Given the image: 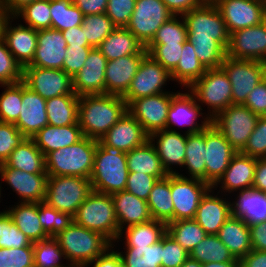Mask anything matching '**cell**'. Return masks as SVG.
<instances>
[{"label": "cell", "instance_id": "obj_1", "mask_svg": "<svg viewBox=\"0 0 266 267\" xmlns=\"http://www.w3.org/2000/svg\"><path fill=\"white\" fill-rule=\"evenodd\" d=\"M188 41L205 69L221 68L229 44L226 24L214 4L203 2L182 15Z\"/></svg>", "mask_w": 266, "mask_h": 267}, {"label": "cell", "instance_id": "obj_2", "mask_svg": "<svg viewBox=\"0 0 266 267\" xmlns=\"http://www.w3.org/2000/svg\"><path fill=\"white\" fill-rule=\"evenodd\" d=\"M128 111L120 96L95 94L79 96L78 124L83 136L99 140Z\"/></svg>", "mask_w": 266, "mask_h": 267}, {"label": "cell", "instance_id": "obj_3", "mask_svg": "<svg viewBox=\"0 0 266 267\" xmlns=\"http://www.w3.org/2000/svg\"><path fill=\"white\" fill-rule=\"evenodd\" d=\"M94 167L90 177L92 189L112 195L124 191L129 175L126 153L97 140Z\"/></svg>", "mask_w": 266, "mask_h": 267}, {"label": "cell", "instance_id": "obj_4", "mask_svg": "<svg viewBox=\"0 0 266 267\" xmlns=\"http://www.w3.org/2000/svg\"><path fill=\"white\" fill-rule=\"evenodd\" d=\"M54 238L64 252L67 263L79 267L88 265L102 255L112 243L101 233L73 223Z\"/></svg>", "mask_w": 266, "mask_h": 267}, {"label": "cell", "instance_id": "obj_5", "mask_svg": "<svg viewBox=\"0 0 266 267\" xmlns=\"http://www.w3.org/2000/svg\"><path fill=\"white\" fill-rule=\"evenodd\" d=\"M97 140L83 137L77 143L45 155L46 173L48 176H80L90 179Z\"/></svg>", "mask_w": 266, "mask_h": 267}, {"label": "cell", "instance_id": "obj_6", "mask_svg": "<svg viewBox=\"0 0 266 267\" xmlns=\"http://www.w3.org/2000/svg\"><path fill=\"white\" fill-rule=\"evenodd\" d=\"M74 222L101 233L111 243L119 237V225L111 195L92 191L73 216Z\"/></svg>", "mask_w": 266, "mask_h": 267}, {"label": "cell", "instance_id": "obj_7", "mask_svg": "<svg viewBox=\"0 0 266 267\" xmlns=\"http://www.w3.org/2000/svg\"><path fill=\"white\" fill-rule=\"evenodd\" d=\"M93 191L90 179L80 176H48L44 202L74 216Z\"/></svg>", "mask_w": 266, "mask_h": 267}, {"label": "cell", "instance_id": "obj_8", "mask_svg": "<svg viewBox=\"0 0 266 267\" xmlns=\"http://www.w3.org/2000/svg\"><path fill=\"white\" fill-rule=\"evenodd\" d=\"M188 90L195 96L199 105L204 103L208 106L210 112L205 116L210 119L232 104V85L222 68L206 69L203 76Z\"/></svg>", "mask_w": 266, "mask_h": 267}, {"label": "cell", "instance_id": "obj_9", "mask_svg": "<svg viewBox=\"0 0 266 267\" xmlns=\"http://www.w3.org/2000/svg\"><path fill=\"white\" fill-rule=\"evenodd\" d=\"M259 117L245 105L231 104L211 119V123L240 152L255 129Z\"/></svg>", "mask_w": 266, "mask_h": 267}, {"label": "cell", "instance_id": "obj_10", "mask_svg": "<svg viewBox=\"0 0 266 267\" xmlns=\"http://www.w3.org/2000/svg\"><path fill=\"white\" fill-rule=\"evenodd\" d=\"M221 68L232 85V104L243 105L248 94L266 78V63L225 57Z\"/></svg>", "mask_w": 266, "mask_h": 267}, {"label": "cell", "instance_id": "obj_11", "mask_svg": "<svg viewBox=\"0 0 266 267\" xmlns=\"http://www.w3.org/2000/svg\"><path fill=\"white\" fill-rule=\"evenodd\" d=\"M172 16L162 0H136L126 28L146 47Z\"/></svg>", "mask_w": 266, "mask_h": 267}, {"label": "cell", "instance_id": "obj_12", "mask_svg": "<svg viewBox=\"0 0 266 267\" xmlns=\"http://www.w3.org/2000/svg\"><path fill=\"white\" fill-rule=\"evenodd\" d=\"M210 188L203 180L188 178L178 172L170 174L174 221L194 219L202 197Z\"/></svg>", "mask_w": 266, "mask_h": 267}, {"label": "cell", "instance_id": "obj_13", "mask_svg": "<svg viewBox=\"0 0 266 267\" xmlns=\"http://www.w3.org/2000/svg\"><path fill=\"white\" fill-rule=\"evenodd\" d=\"M170 80H172L171 73L147 54L122 98L129 105L135 99L169 92L163 88Z\"/></svg>", "mask_w": 266, "mask_h": 267}, {"label": "cell", "instance_id": "obj_14", "mask_svg": "<svg viewBox=\"0 0 266 267\" xmlns=\"http://www.w3.org/2000/svg\"><path fill=\"white\" fill-rule=\"evenodd\" d=\"M22 82L45 100L76 94L73 88V77L60 69L24 67Z\"/></svg>", "mask_w": 266, "mask_h": 267}, {"label": "cell", "instance_id": "obj_15", "mask_svg": "<svg viewBox=\"0 0 266 267\" xmlns=\"http://www.w3.org/2000/svg\"><path fill=\"white\" fill-rule=\"evenodd\" d=\"M175 92H165L133 100L128 112L141 124L144 131L152 133L166 129L168 110Z\"/></svg>", "mask_w": 266, "mask_h": 267}, {"label": "cell", "instance_id": "obj_16", "mask_svg": "<svg viewBox=\"0 0 266 267\" xmlns=\"http://www.w3.org/2000/svg\"><path fill=\"white\" fill-rule=\"evenodd\" d=\"M226 56L266 63V20L259 25L231 33Z\"/></svg>", "mask_w": 266, "mask_h": 267}, {"label": "cell", "instance_id": "obj_17", "mask_svg": "<svg viewBox=\"0 0 266 267\" xmlns=\"http://www.w3.org/2000/svg\"><path fill=\"white\" fill-rule=\"evenodd\" d=\"M202 107L197 103L195 96L190 92L181 93L179 91L172 97L170 108L168 110V117L166 122V129L173 131L175 126H188L185 134L199 133L206 129L211 124V119L203 117L201 124L197 123L198 117L202 116Z\"/></svg>", "mask_w": 266, "mask_h": 267}, {"label": "cell", "instance_id": "obj_18", "mask_svg": "<svg viewBox=\"0 0 266 267\" xmlns=\"http://www.w3.org/2000/svg\"><path fill=\"white\" fill-rule=\"evenodd\" d=\"M220 131L211 123L206 128L205 167L206 183L211 187L228 168L237 153Z\"/></svg>", "mask_w": 266, "mask_h": 267}, {"label": "cell", "instance_id": "obj_19", "mask_svg": "<svg viewBox=\"0 0 266 267\" xmlns=\"http://www.w3.org/2000/svg\"><path fill=\"white\" fill-rule=\"evenodd\" d=\"M229 34L266 20V9L258 0H222L215 5Z\"/></svg>", "mask_w": 266, "mask_h": 267}, {"label": "cell", "instance_id": "obj_20", "mask_svg": "<svg viewBox=\"0 0 266 267\" xmlns=\"http://www.w3.org/2000/svg\"><path fill=\"white\" fill-rule=\"evenodd\" d=\"M1 181L6 182L20 197V202H44L47 173H28L9 166H0Z\"/></svg>", "mask_w": 266, "mask_h": 267}, {"label": "cell", "instance_id": "obj_21", "mask_svg": "<svg viewBox=\"0 0 266 267\" xmlns=\"http://www.w3.org/2000/svg\"><path fill=\"white\" fill-rule=\"evenodd\" d=\"M66 52L67 44L61 31L53 28L38 30L33 61L26 67L63 70Z\"/></svg>", "mask_w": 266, "mask_h": 267}, {"label": "cell", "instance_id": "obj_22", "mask_svg": "<svg viewBox=\"0 0 266 267\" xmlns=\"http://www.w3.org/2000/svg\"><path fill=\"white\" fill-rule=\"evenodd\" d=\"M107 59L93 48L84 67L73 77V88L77 96L105 94V70Z\"/></svg>", "mask_w": 266, "mask_h": 267}, {"label": "cell", "instance_id": "obj_23", "mask_svg": "<svg viewBox=\"0 0 266 267\" xmlns=\"http://www.w3.org/2000/svg\"><path fill=\"white\" fill-rule=\"evenodd\" d=\"M101 140L106 145L127 153L144 145L149 140V135L144 131L141 124L127 111Z\"/></svg>", "mask_w": 266, "mask_h": 267}, {"label": "cell", "instance_id": "obj_24", "mask_svg": "<svg viewBox=\"0 0 266 267\" xmlns=\"http://www.w3.org/2000/svg\"><path fill=\"white\" fill-rule=\"evenodd\" d=\"M149 141L155 147L162 167L167 174L177 173L172 168L174 165L183 167L186 149L185 133L183 135L177 132L174 128L173 131L167 129L159 130L149 135Z\"/></svg>", "mask_w": 266, "mask_h": 267}, {"label": "cell", "instance_id": "obj_25", "mask_svg": "<svg viewBox=\"0 0 266 267\" xmlns=\"http://www.w3.org/2000/svg\"><path fill=\"white\" fill-rule=\"evenodd\" d=\"M147 54H135L107 61L105 94L123 97Z\"/></svg>", "mask_w": 266, "mask_h": 267}, {"label": "cell", "instance_id": "obj_26", "mask_svg": "<svg viewBox=\"0 0 266 267\" xmlns=\"http://www.w3.org/2000/svg\"><path fill=\"white\" fill-rule=\"evenodd\" d=\"M15 17L11 16L4 27L3 39L6 42L8 50L15 57L22 68L30 65L33 61L35 50L37 48L38 30L21 23L12 26Z\"/></svg>", "mask_w": 266, "mask_h": 267}, {"label": "cell", "instance_id": "obj_27", "mask_svg": "<svg viewBox=\"0 0 266 267\" xmlns=\"http://www.w3.org/2000/svg\"><path fill=\"white\" fill-rule=\"evenodd\" d=\"M14 124L26 138H32L40 129L48 125L46 100L24 83L20 115Z\"/></svg>", "mask_w": 266, "mask_h": 267}, {"label": "cell", "instance_id": "obj_28", "mask_svg": "<svg viewBox=\"0 0 266 267\" xmlns=\"http://www.w3.org/2000/svg\"><path fill=\"white\" fill-rule=\"evenodd\" d=\"M257 158L237 152L226 171L219 178V180L212 186L216 189L218 184H221L222 191L226 194L231 192L242 191L246 188H251L254 182V174Z\"/></svg>", "mask_w": 266, "mask_h": 267}, {"label": "cell", "instance_id": "obj_29", "mask_svg": "<svg viewBox=\"0 0 266 267\" xmlns=\"http://www.w3.org/2000/svg\"><path fill=\"white\" fill-rule=\"evenodd\" d=\"M213 194L214 190L210 188L202 197L194 220L207 234L217 235L221 226L231 216V201Z\"/></svg>", "mask_w": 266, "mask_h": 267}, {"label": "cell", "instance_id": "obj_30", "mask_svg": "<svg viewBox=\"0 0 266 267\" xmlns=\"http://www.w3.org/2000/svg\"><path fill=\"white\" fill-rule=\"evenodd\" d=\"M118 220L119 233L126 227L152 220L147 201L127 192L120 191L111 195Z\"/></svg>", "mask_w": 266, "mask_h": 267}, {"label": "cell", "instance_id": "obj_31", "mask_svg": "<svg viewBox=\"0 0 266 267\" xmlns=\"http://www.w3.org/2000/svg\"><path fill=\"white\" fill-rule=\"evenodd\" d=\"M238 194L236 201L231 202V215L244 220L249 226L265 222L266 192L251 187Z\"/></svg>", "mask_w": 266, "mask_h": 267}, {"label": "cell", "instance_id": "obj_32", "mask_svg": "<svg viewBox=\"0 0 266 267\" xmlns=\"http://www.w3.org/2000/svg\"><path fill=\"white\" fill-rule=\"evenodd\" d=\"M83 137L79 124L67 126H52L48 124L32 136L31 139L41 152L46 155L49 152L73 145Z\"/></svg>", "mask_w": 266, "mask_h": 267}, {"label": "cell", "instance_id": "obj_33", "mask_svg": "<svg viewBox=\"0 0 266 267\" xmlns=\"http://www.w3.org/2000/svg\"><path fill=\"white\" fill-rule=\"evenodd\" d=\"M97 49L107 61L128 55L148 54L142 43L126 27H116Z\"/></svg>", "mask_w": 266, "mask_h": 267}, {"label": "cell", "instance_id": "obj_34", "mask_svg": "<svg viewBox=\"0 0 266 267\" xmlns=\"http://www.w3.org/2000/svg\"><path fill=\"white\" fill-rule=\"evenodd\" d=\"M217 236L239 261L252 250L249 225L238 217L231 215L221 226Z\"/></svg>", "mask_w": 266, "mask_h": 267}, {"label": "cell", "instance_id": "obj_35", "mask_svg": "<svg viewBox=\"0 0 266 267\" xmlns=\"http://www.w3.org/2000/svg\"><path fill=\"white\" fill-rule=\"evenodd\" d=\"M6 212L31 243L49 238L39 221L38 203L20 202L19 204L18 202L17 205L9 207Z\"/></svg>", "mask_w": 266, "mask_h": 267}, {"label": "cell", "instance_id": "obj_36", "mask_svg": "<svg viewBox=\"0 0 266 267\" xmlns=\"http://www.w3.org/2000/svg\"><path fill=\"white\" fill-rule=\"evenodd\" d=\"M0 166H9L28 173H46L45 155L31 138H26L17 146Z\"/></svg>", "mask_w": 266, "mask_h": 267}, {"label": "cell", "instance_id": "obj_37", "mask_svg": "<svg viewBox=\"0 0 266 267\" xmlns=\"http://www.w3.org/2000/svg\"><path fill=\"white\" fill-rule=\"evenodd\" d=\"M129 172H140L155 176L158 180L168 174L163 169L160 158L153 144L148 140L144 145L126 153Z\"/></svg>", "mask_w": 266, "mask_h": 267}, {"label": "cell", "instance_id": "obj_38", "mask_svg": "<svg viewBox=\"0 0 266 267\" xmlns=\"http://www.w3.org/2000/svg\"><path fill=\"white\" fill-rule=\"evenodd\" d=\"M147 204L152 219L162 221L166 225L174 221V205L170 191V174L157 180L154 184Z\"/></svg>", "mask_w": 266, "mask_h": 267}, {"label": "cell", "instance_id": "obj_39", "mask_svg": "<svg viewBox=\"0 0 266 267\" xmlns=\"http://www.w3.org/2000/svg\"><path fill=\"white\" fill-rule=\"evenodd\" d=\"M79 96L67 94L46 100L48 124L67 126L78 124Z\"/></svg>", "mask_w": 266, "mask_h": 267}, {"label": "cell", "instance_id": "obj_40", "mask_svg": "<svg viewBox=\"0 0 266 267\" xmlns=\"http://www.w3.org/2000/svg\"><path fill=\"white\" fill-rule=\"evenodd\" d=\"M206 129L199 133L186 134V149L183 168L188 169L189 178L206 182L205 167Z\"/></svg>", "mask_w": 266, "mask_h": 267}, {"label": "cell", "instance_id": "obj_41", "mask_svg": "<svg viewBox=\"0 0 266 267\" xmlns=\"http://www.w3.org/2000/svg\"><path fill=\"white\" fill-rule=\"evenodd\" d=\"M206 69L200 63L193 45L187 40L176 68L171 72L172 81L178 82L183 88H189L200 79Z\"/></svg>", "mask_w": 266, "mask_h": 267}, {"label": "cell", "instance_id": "obj_42", "mask_svg": "<svg viewBox=\"0 0 266 267\" xmlns=\"http://www.w3.org/2000/svg\"><path fill=\"white\" fill-rule=\"evenodd\" d=\"M123 233L126 236L125 246H150L157 243L166 233V224L162 221L152 219L146 223L126 227L121 230L115 242L122 239Z\"/></svg>", "mask_w": 266, "mask_h": 267}, {"label": "cell", "instance_id": "obj_43", "mask_svg": "<svg viewBox=\"0 0 266 267\" xmlns=\"http://www.w3.org/2000/svg\"><path fill=\"white\" fill-rule=\"evenodd\" d=\"M125 247V254L119 252L123 267H161L162 237L150 246Z\"/></svg>", "mask_w": 266, "mask_h": 267}, {"label": "cell", "instance_id": "obj_44", "mask_svg": "<svg viewBox=\"0 0 266 267\" xmlns=\"http://www.w3.org/2000/svg\"><path fill=\"white\" fill-rule=\"evenodd\" d=\"M189 256L200 263L239 261L217 235L207 234L190 252Z\"/></svg>", "mask_w": 266, "mask_h": 267}, {"label": "cell", "instance_id": "obj_45", "mask_svg": "<svg viewBox=\"0 0 266 267\" xmlns=\"http://www.w3.org/2000/svg\"><path fill=\"white\" fill-rule=\"evenodd\" d=\"M51 28L64 31L82 25L84 14L72 0H50Z\"/></svg>", "mask_w": 266, "mask_h": 267}, {"label": "cell", "instance_id": "obj_46", "mask_svg": "<svg viewBox=\"0 0 266 267\" xmlns=\"http://www.w3.org/2000/svg\"><path fill=\"white\" fill-rule=\"evenodd\" d=\"M166 232L188 252L207 235L194 219L169 222Z\"/></svg>", "mask_w": 266, "mask_h": 267}, {"label": "cell", "instance_id": "obj_47", "mask_svg": "<svg viewBox=\"0 0 266 267\" xmlns=\"http://www.w3.org/2000/svg\"><path fill=\"white\" fill-rule=\"evenodd\" d=\"M4 92L0 94V121L15 123L20 115L23 96V82L1 85Z\"/></svg>", "mask_w": 266, "mask_h": 267}, {"label": "cell", "instance_id": "obj_48", "mask_svg": "<svg viewBox=\"0 0 266 267\" xmlns=\"http://www.w3.org/2000/svg\"><path fill=\"white\" fill-rule=\"evenodd\" d=\"M22 18L34 30L51 28L50 0H37L25 5L15 15Z\"/></svg>", "mask_w": 266, "mask_h": 267}, {"label": "cell", "instance_id": "obj_49", "mask_svg": "<svg viewBox=\"0 0 266 267\" xmlns=\"http://www.w3.org/2000/svg\"><path fill=\"white\" fill-rule=\"evenodd\" d=\"M34 267H60L66 259L64 252L61 250L58 241L54 237L33 243Z\"/></svg>", "mask_w": 266, "mask_h": 267}, {"label": "cell", "instance_id": "obj_50", "mask_svg": "<svg viewBox=\"0 0 266 267\" xmlns=\"http://www.w3.org/2000/svg\"><path fill=\"white\" fill-rule=\"evenodd\" d=\"M82 27L85 28L88 44L93 48H97L116 28L105 13L84 16Z\"/></svg>", "mask_w": 266, "mask_h": 267}, {"label": "cell", "instance_id": "obj_51", "mask_svg": "<svg viewBox=\"0 0 266 267\" xmlns=\"http://www.w3.org/2000/svg\"><path fill=\"white\" fill-rule=\"evenodd\" d=\"M38 216L43 230L49 237L56 236L74 221L71 214L60 212L45 202L38 203Z\"/></svg>", "mask_w": 266, "mask_h": 267}, {"label": "cell", "instance_id": "obj_52", "mask_svg": "<svg viewBox=\"0 0 266 267\" xmlns=\"http://www.w3.org/2000/svg\"><path fill=\"white\" fill-rule=\"evenodd\" d=\"M187 40L188 33L183 17L172 16L157 30L149 44H184Z\"/></svg>", "mask_w": 266, "mask_h": 267}, {"label": "cell", "instance_id": "obj_53", "mask_svg": "<svg viewBox=\"0 0 266 267\" xmlns=\"http://www.w3.org/2000/svg\"><path fill=\"white\" fill-rule=\"evenodd\" d=\"M22 81V66L8 50L4 39L0 38V85H10Z\"/></svg>", "mask_w": 266, "mask_h": 267}, {"label": "cell", "instance_id": "obj_54", "mask_svg": "<svg viewBox=\"0 0 266 267\" xmlns=\"http://www.w3.org/2000/svg\"><path fill=\"white\" fill-rule=\"evenodd\" d=\"M30 244L31 241L17 228L6 210L0 212V248H20Z\"/></svg>", "mask_w": 266, "mask_h": 267}, {"label": "cell", "instance_id": "obj_55", "mask_svg": "<svg viewBox=\"0 0 266 267\" xmlns=\"http://www.w3.org/2000/svg\"><path fill=\"white\" fill-rule=\"evenodd\" d=\"M184 44H148L145 49L155 61L170 73L176 68Z\"/></svg>", "mask_w": 266, "mask_h": 267}, {"label": "cell", "instance_id": "obj_56", "mask_svg": "<svg viewBox=\"0 0 266 267\" xmlns=\"http://www.w3.org/2000/svg\"><path fill=\"white\" fill-rule=\"evenodd\" d=\"M0 267H34L33 243L20 248H0Z\"/></svg>", "mask_w": 266, "mask_h": 267}, {"label": "cell", "instance_id": "obj_57", "mask_svg": "<svg viewBox=\"0 0 266 267\" xmlns=\"http://www.w3.org/2000/svg\"><path fill=\"white\" fill-rule=\"evenodd\" d=\"M25 139L15 124L0 121V164L5 163L11 152Z\"/></svg>", "mask_w": 266, "mask_h": 267}, {"label": "cell", "instance_id": "obj_58", "mask_svg": "<svg viewBox=\"0 0 266 267\" xmlns=\"http://www.w3.org/2000/svg\"><path fill=\"white\" fill-rule=\"evenodd\" d=\"M240 152L255 158H266V116L259 117L255 129Z\"/></svg>", "mask_w": 266, "mask_h": 267}, {"label": "cell", "instance_id": "obj_59", "mask_svg": "<svg viewBox=\"0 0 266 267\" xmlns=\"http://www.w3.org/2000/svg\"><path fill=\"white\" fill-rule=\"evenodd\" d=\"M189 257V252L167 232L162 236L161 267H180Z\"/></svg>", "mask_w": 266, "mask_h": 267}, {"label": "cell", "instance_id": "obj_60", "mask_svg": "<svg viewBox=\"0 0 266 267\" xmlns=\"http://www.w3.org/2000/svg\"><path fill=\"white\" fill-rule=\"evenodd\" d=\"M135 4L136 0H108L105 14L116 27H126L132 16Z\"/></svg>", "mask_w": 266, "mask_h": 267}, {"label": "cell", "instance_id": "obj_61", "mask_svg": "<svg viewBox=\"0 0 266 267\" xmlns=\"http://www.w3.org/2000/svg\"><path fill=\"white\" fill-rule=\"evenodd\" d=\"M157 180L155 176H150L145 173L129 172L125 191L147 201Z\"/></svg>", "mask_w": 266, "mask_h": 267}, {"label": "cell", "instance_id": "obj_62", "mask_svg": "<svg viewBox=\"0 0 266 267\" xmlns=\"http://www.w3.org/2000/svg\"><path fill=\"white\" fill-rule=\"evenodd\" d=\"M91 46H67L66 56L63 62V71L74 77L83 67Z\"/></svg>", "mask_w": 266, "mask_h": 267}, {"label": "cell", "instance_id": "obj_63", "mask_svg": "<svg viewBox=\"0 0 266 267\" xmlns=\"http://www.w3.org/2000/svg\"><path fill=\"white\" fill-rule=\"evenodd\" d=\"M243 105L258 116H266V78L248 94Z\"/></svg>", "mask_w": 266, "mask_h": 267}, {"label": "cell", "instance_id": "obj_64", "mask_svg": "<svg viewBox=\"0 0 266 267\" xmlns=\"http://www.w3.org/2000/svg\"><path fill=\"white\" fill-rule=\"evenodd\" d=\"M168 10L174 16H182L183 14L199 7L204 0H162Z\"/></svg>", "mask_w": 266, "mask_h": 267}, {"label": "cell", "instance_id": "obj_65", "mask_svg": "<svg viewBox=\"0 0 266 267\" xmlns=\"http://www.w3.org/2000/svg\"><path fill=\"white\" fill-rule=\"evenodd\" d=\"M114 243L102 255L93 260L88 266L92 267H123L118 251H114ZM112 250V251H111Z\"/></svg>", "mask_w": 266, "mask_h": 267}, {"label": "cell", "instance_id": "obj_66", "mask_svg": "<svg viewBox=\"0 0 266 267\" xmlns=\"http://www.w3.org/2000/svg\"><path fill=\"white\" fill-rule=\"evenodd\" d=\"M78 9L86 15L106 12L108 0H72Z\"/></svg>", "mask_w": 266, "mask_h": 267}, {"label": "cell", "instance_id": "obj_67", "mask_svg": "<svg viewBox=\"0 0 266 267\" xmlns=\"http://www.w3.org/2000/svg\"><path fill=\"white\" fill-rule=\"evenodd\" d=\"M252 250L266 251V221L249 226Z\"/></svg>", "mask_w": 266, "mask_h": 267}, {"label": "cell", "instance_id": "obj_68", "mask_svg": "<svg viewBox=\"0 0 266 267\" xmlns=\"http://www.w3.org/2000/svg\"><path fill=\"white\" fill-rule=\"evenodd\" d=\"M61 32L66 40L67 46H90L86 39L85 28L82 25Z\"/></svg>", "mask_w": 266, "mask_h": 267}, {"label": "cell", "instance_id": "obj_69", "mask_svg": "<svg viewBox=\"0 0 266 267\" xmlns=\"http://www.w3.org/2000/svg\"><path fill=\"white\" fill-rule=\"evenodd\" d=\"M239 267H266V251L251 250L239 261Z\"/></svg>", "mask_w": 266, "mask_h": 267}, {"label": "cell", "instance_id": "obj_70", "mask_svg": "<svg viewBox=\"0 0 266 267\" xmlns=\"http://www.w3.org/2000/svg\"><path fill=\"white\" fill-rule=\"evenodd\" d=\"M256 190L266 192V158H257L253 186Z\"/></svg>", "mask_w": 266, "mask_h": 267}, {"label": "cell", "instance_id": "obj_71", "mask_svg": "<svg viewBox=\"0 0 266 267\" xmlns=\"http://www.w3.org/2000/svg\"><path fill=\"white\" fill-rule=\"evenodd\" d=\"M37 0H0L11 16H14L25 5Z\"/></svg>", "mask_w": 266, "mask_h": 267}, {"label": "cell", "instance_id": "obj_72", "mask_svg": "<svg viewBox=\"0 0 266 267\" xmlns=\"http://www.w3.org/2000/svg\"><path fill=\"white\" fill-rule=\"evenodd\" d=\"M11 15L6 10L5 6L0 2V38H3L4 27Z\"/></svg>", "mask_w": 266, "mask_h": 267}, {"label": "cell", "instance_id": "obj_73", "mask_svg": "<svg viewBox=\"0 0 266 267\" xmlns=\"http://www.w3.org/2000/svg\"><path fill=\"white\" fill-rule=\"evenodd\" d=\"M203 267H239V261L209 262L203 264Z\"/></svg>", "mask_w": 266, "mask_h": 267}, {"label": "cell", "instance_id": "obj_74", "mask_svg": "<svg viewBox=\"0 0 266 267\" xmlns=\"http://www.w3.org/2000/svg\"><path fill=\"white\" fill-rule=\"evenodd\" d=\"M180 267H203V263H200L189 256Z\"/></svg>", "mask_w": 266, "mask_h": 267}, {"label": "cell", "instance_id": "obj_75", "mask_svg": "<svg viewBox=\"0 0 266 267\" xmlns=\"http://www.w3.org/2000/svg\"><path fill=\"white\" fill-rule=\"evenodd\" d=\"M220 1L222 0H204V2L209 3V4H214V5H216Z\"/></svg>", "mask_w": 266, "mask_h": 267}, {"label": "cell", "instance_id": "obj_76", "mask_svg": "<svg viewBox=\"0 0 266 267\" xmlns=\"http://www.w3.org/2000/svg\"><path fill=\"white\" fill-rule=\"evenodd\" d=\"M262 6L266 9V0H258Z\"/></svg>", "mask_w": 266, "mask_h": 267}, {"label": "cell", "instance_id": "obj_77", "mask_svg": "<svg viewBox=\"0 0 266 267\" xmlns=\"http://www.w3.org/2000/svg\"><path fill=\"white\" fill-rule=\"evenodd\" d=\"M60 267H79V266H77V265H74V264H70V263H68V265L66 266H60Z\"/></svg>", "mask_w": 266, "mask_h": 267}, {"label": "cell", "instance_id": "obj_78", "mask_svg": "<svg viewBox=\"0 0 266 267\" xmlns=\"http://www.w3.org/2000/svg\"><path fill=\"white\" fill-rule=\"evenodd\" d=\"M0 183H2V182H0ZM1 189H2V188H1V185H0V198H1ZM0 202H1V201H0Z\"/></svg>", "mask_w": 266, "mask_h": 267}]
</instances>
